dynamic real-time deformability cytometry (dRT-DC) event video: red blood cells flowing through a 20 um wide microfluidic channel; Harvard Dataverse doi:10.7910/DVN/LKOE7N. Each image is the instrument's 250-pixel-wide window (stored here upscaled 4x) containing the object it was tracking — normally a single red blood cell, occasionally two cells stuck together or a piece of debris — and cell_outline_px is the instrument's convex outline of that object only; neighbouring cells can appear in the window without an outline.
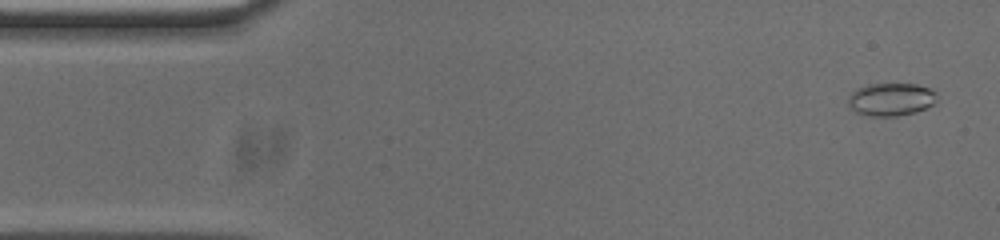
{"species": "common noctule bat (a hibernating species)", "species_latin": "Nyctalus noctula", "temperature_condition": "cold", "stored_images_in_passage": 53, "camera_frame_rate_fps": 3000, "um_per_image_px": 0.085, "animal": {"sex": "male", "body_mass_g": 20.0, "forearm_length_mm": 53.3}, "frame": {"image": 1, "passage_image": 2, "time_ms": 0.333, "image_size_px": [1000, 240], "cell_outline_px": [[936, 100], [932, 104], [916, 112], [896, 116], [872, 116], [856, 112], [848, 104], [848, 100], [852, 92], [856, 88], [868, 84], [916, 84], [928, 88], [936, 92]], "centroid_in_image_um": [75.72, 8.44], "position_along_channel_um": 9.3, "area_um2": 16.82}}
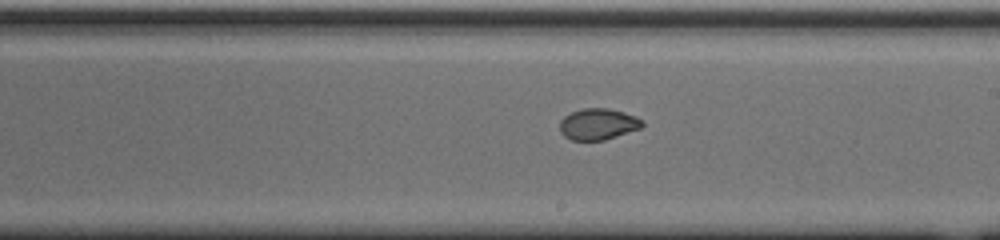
{"frame": {"image": 2, "passage_image": 29, "time_ms": 9.333, "image_size_px": [1000, 240], "cell_outline_px": [[644, 124], [640, 128], [604, 140], [572, 140], [564, 136], [560, 132], [560, 120], [564, 116], [572, 112], [584, 108], [608, 108], [624, 112], [636, 116], [644, 120]], "centroid_in_image_um": [50.84, 10.54], "position_along_channel_um": 238.2, "area_um2": 15.03}}
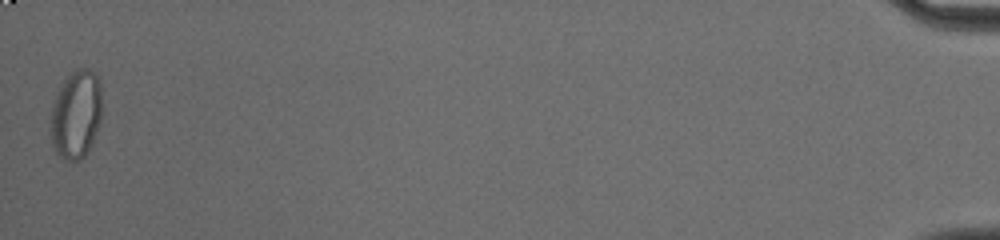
{"frame": {"image": 3, "passage_image": 53, "time_ms": 17.333, "image_size_px": [1000, 240], "cell_outline_px": [[100, 120], [92, 144], [84, 156], [80, 160], [68, 160], [60, 156], [52, 148], [48, 128], [52, 100], [64, 80], [72, 72], [80, 68], [88, 68], [96, 72], [100, 80]], "centroid_in_image_um": [6.41, 9.73], "position_along_channel_um": 428.8, "area_um2": 26.93}}